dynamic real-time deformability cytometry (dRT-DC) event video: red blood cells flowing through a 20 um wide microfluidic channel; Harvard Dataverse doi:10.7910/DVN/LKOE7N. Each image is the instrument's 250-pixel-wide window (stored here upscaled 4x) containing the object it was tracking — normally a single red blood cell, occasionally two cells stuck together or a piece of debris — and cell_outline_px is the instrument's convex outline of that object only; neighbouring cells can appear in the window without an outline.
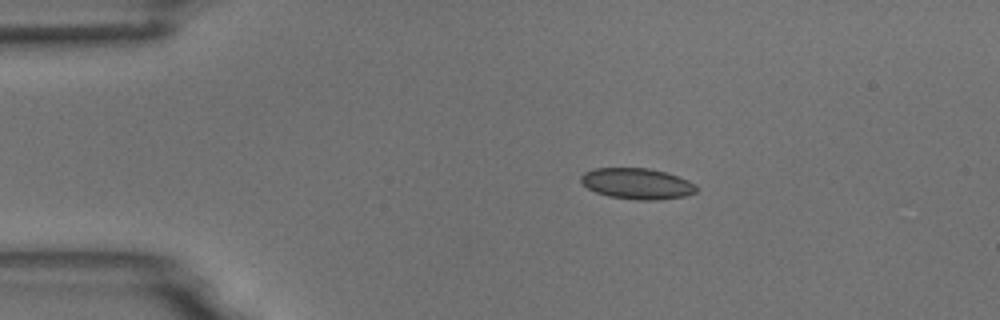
{"species": "common noctule bat (a hibernating species)", "species_latin": "Nyctalus noctula", "temperature_condition": "room temperature", "stored_images_in_passage": 3, "camera_frame_rate_fps": 3000, "um_per_image_px": 0.085, "animal": {"sex": "male", "body_mass_g": 18.8}, "frame": {"image": 1, "passage_image": 1, "time_ms": 0.0, "image_size_px": [1000, 320], "cell_outline_px": [[696, 192], [684, 196], [656, 200], [636, 200], [608, 196], [596, 192], [588, 188], [580, 180], [580, 176], [584, 172], [596, 168], [648, 168], [664, 172], [688, 180], [696, 184]], "centroid_in_image_um": [54.13, 15.61], "position_along_channel_um": 30.9, "area_um2": 20.69}}